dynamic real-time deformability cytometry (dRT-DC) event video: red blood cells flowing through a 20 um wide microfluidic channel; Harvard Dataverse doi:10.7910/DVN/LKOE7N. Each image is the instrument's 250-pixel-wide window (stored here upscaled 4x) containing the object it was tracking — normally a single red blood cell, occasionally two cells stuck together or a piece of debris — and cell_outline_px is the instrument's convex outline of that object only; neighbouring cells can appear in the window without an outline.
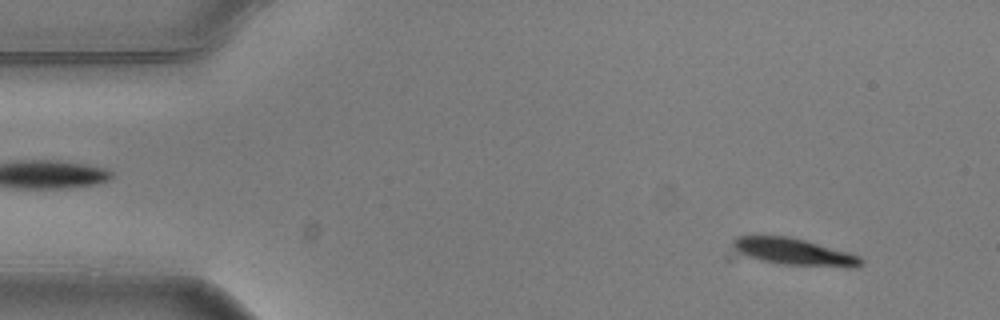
{"species": "common noctule bat (a hibernating species)", "species_latin": "Nyctalus noctula", "temperature_condition": "warm", "stored_images_in_passage": 7, "camera_frame_rate_fps": 3000, "um_per_image_px": 0.085, "animal": {"sex": "male", "body_mass_g": 20.5, "forearm_length_mm": 52.5}, "frame": {"image": 1, "passage_image": 1, "time_ms": 0.0, "image_size_px": [1000, 320], "cell_outline_px": [[864, 264], [856, 268], [848, 268], [780, 264], [728, 260], [724, 256], [732, 240], [736, 236], [792, 236], [848, 252], [860, 256], [864, 260]], "centroid_in_image_um": [67.11, 21.45], "position_along_channel_um": 17.9, "area_um2": 22.54}}
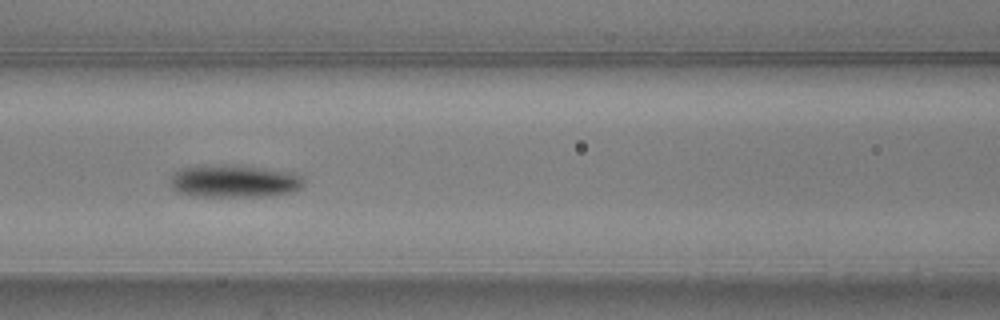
{"frame": {"image": 2, "passage_image": 6, "time_ms": 1.667, "image_size_px": [1000, 320], "cell_outline_px": [[304, 184], [300, 188], [292, 192], [272, 196], [192, 196], [176, 192], [168, 184], [168, 180], [180, 168], [220, 164], [240, 164], [296, 172], [304, 180]], "centroid_in_image_um": [19.92, 15.38], "position_along_channel_um": 146.7, "area_um2": 26.07}}
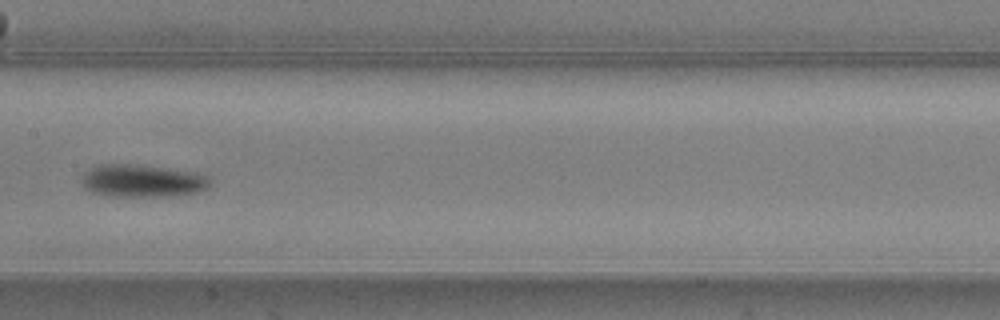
{"frame": {"image": 3, "passage_image": 7, "time_ms": 2.0, "image_size_px": [1000, 320], "cell_outline_px": [[212, 184], [208, 188], [196, 192], [168, 196], [112, 196], [96, 192], [84, 188], [84, 172], [88, 168], [100, 164], [144, 164], [204, 172], [212, 180]], "centroid_in_image_um": [12.22, 15.33], "position_along_channel_um": 195.2, "area_um2": 24.85}}